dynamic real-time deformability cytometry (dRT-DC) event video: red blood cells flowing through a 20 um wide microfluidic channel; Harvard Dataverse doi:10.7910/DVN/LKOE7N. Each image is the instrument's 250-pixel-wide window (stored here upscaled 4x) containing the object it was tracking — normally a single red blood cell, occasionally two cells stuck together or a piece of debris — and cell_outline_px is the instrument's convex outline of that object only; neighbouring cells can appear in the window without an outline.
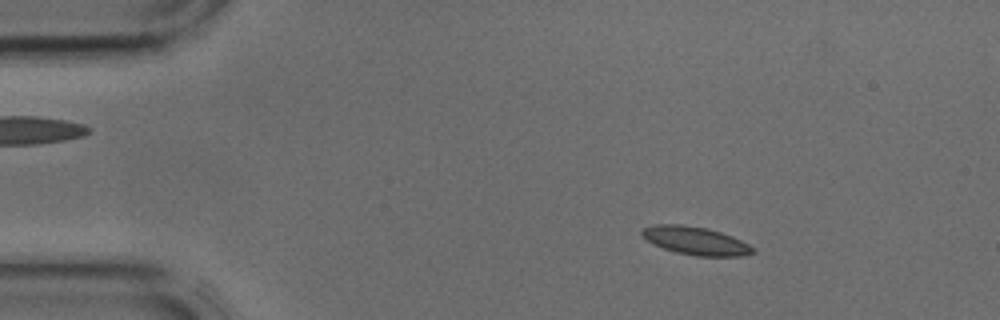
{"species": "common noctule bat (a hibernating species)", "species_latin": "Nyctalus noctula", "temperature_condition": "cold", "stored_images_in_passage": 9, "camera_frame_rate_fps": 3000, "um_per_image_px": 0.085, "animal": {"sex": "male", "body_mass_g": 17.9, "forearm_length_mm": 54.2}, "frame": {"image": 1, "passage_image": 3, "time_ms": 0.667, "image_size_px": [1000, 320], "cell_outline_px": [[756, 252], [744, 256], [696, 256], [676, 252], [652, 244], [640, 232], [644, 228], [656, 224], [680, 224], [708, 228], [732, 236], [756, 248]], "centroid_in_image_um": [59.16, 20.47], "position_along_channel_um": 25.8, "area_um2": 18.15}}